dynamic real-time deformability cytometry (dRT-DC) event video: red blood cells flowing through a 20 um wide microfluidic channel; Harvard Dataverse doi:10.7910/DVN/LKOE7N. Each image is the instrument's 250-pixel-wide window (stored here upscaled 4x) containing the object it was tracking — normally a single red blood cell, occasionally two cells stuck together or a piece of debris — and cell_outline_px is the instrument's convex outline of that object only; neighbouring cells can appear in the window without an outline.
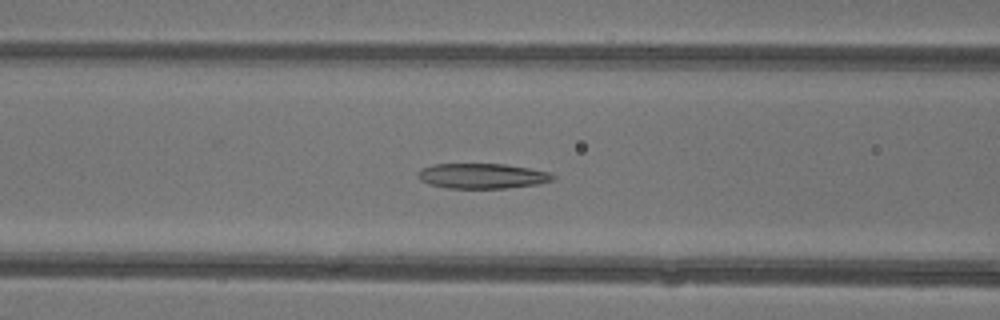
{"species": "common noctule bat (a hibernating species)", "species_latin": "Nyctalus noctula", "temperature_condition": "warm", "stored_images_in_passage": 46, "camera_frame_rate_fps": 3000, "um_per_image_px": 0.085, "animal": {"sex": "female"}, "frame": {"image": 1, "passage_image": 19, "time_ms": 6.0, "image_size_px": [1000, 320], "cell_outline_px": [[556, 176], [552, 180], [536, 184], [508, 188], [448, 188], [428, 184], [420, 180], [416, 176], [416, 172], [420, 168], [432, 164], [504, 164], [552, 172]], "centroid_in_image_um": [40.94, 14.95], "position_along_channel_um": 125.7, "area_um2": 19.94}}
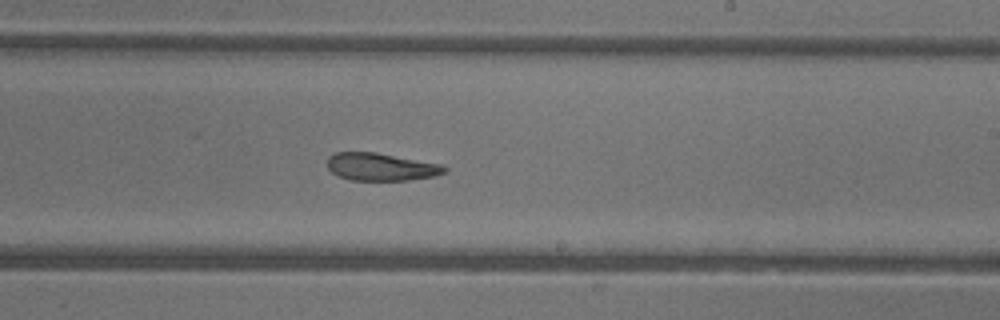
{"frame": {"image": 2, "passage_image": 28, "time_ms": 9.0, "image_size_px": [1000, 320], "cell_outline_px": [[448, 172], [436, 176], [408, 180], [348, 180], [336, 176], [328, 168], [328, 156], [336, 152], [376, 152], [440, 164], [448, 168]], "centroid_in_image_um": [32.38, 14.19], "position_along_channel_um": 256.6, "area_um2": 19.02}}
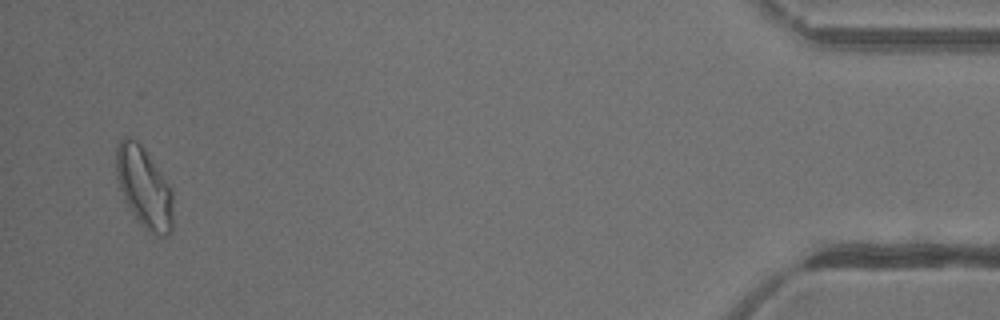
{"frame": {"image": 3, "passage_image": 45, "time_ms": 14.667, "image_size_px": [1000, 320], "cell_outline_px": [[172, 232], [168, 236], [156, 236], [144, 228], [132, 212], [120, 188], [116, 176], [116, 144], [124, 136], [128, 136], [136, 140], [140, 144], [172, 188]], "centroid_in_image_um": [12.25, 15.93], "position_along_channel_um": 422.9, "area_um2": 26.53}, "authors_computed_cell_mechanics": {"area_um2": 22.0796, "velocity_mm_per_s": 4.3741, "shape_relaxation_time_tau1_ms": 6.7576, "shape_relaxation_time_tau2_ms": 3.0271, "deformation_change_tau1": 0.1902, "deformation_change_tau2": 0.123}}